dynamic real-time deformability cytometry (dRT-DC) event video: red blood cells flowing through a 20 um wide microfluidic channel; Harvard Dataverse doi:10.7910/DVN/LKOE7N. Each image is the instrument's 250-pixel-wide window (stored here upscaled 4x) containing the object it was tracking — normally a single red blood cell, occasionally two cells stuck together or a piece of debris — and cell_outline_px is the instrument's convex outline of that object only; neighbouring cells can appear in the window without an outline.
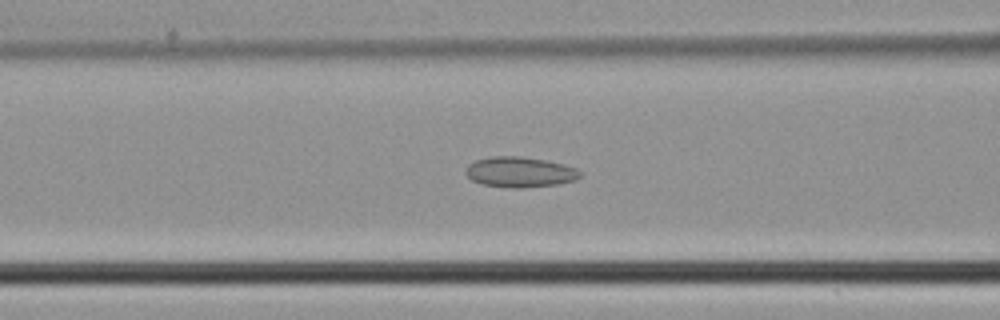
{"species": "common noctule bat (a hibernating species)", "species_latin": "Nyctalus noctula", "temperature_condition": "cold", "stored_images_in_passage": 32, "camera_frame_rate_fps": 3000, "um_per_image_px": 0.085, "animal": {"sex": "male", "body_mass_g": 21.5, "forearm_length_mm": 52.0}, "frame": {"image": 1, "passage_image": 5, "time_ms": 1.333, "image_size_px": [1000, 320], "cell_outline_px": [[580, 176], [576, 180], [560, 184], [524, 188], [508, 188], [484, 184], [472, 180], [464, 172], [468, 164], [476, 160], [492, 156], [520, 156], [544, 160], [564, 164], [576, 168], [580, 172]], "centroid_in_image_um": [44.19, 14.63], "position_along_channel_um": 122.4, "area_um2": 20.35}}
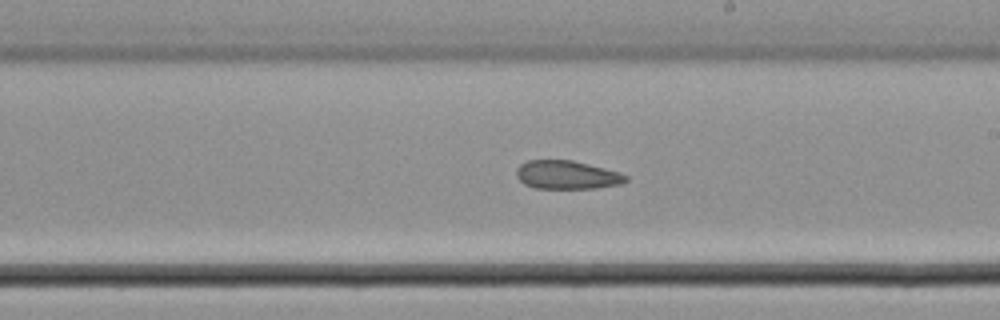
{"frame": {"image": 2, "passage_image": 13, "time_ms": 4.0, "image_size_px": [1000, 320], "cell_outline_px": [[628, 180], [620, 184], [596, 188], [536, 188], [524, 184], [516, 176], [516, 168], [520, 164], [528, 160], [572, 160], [620, 172], [628, 176]], "centroid_in_image_um": [48.18, 14.86], "position_along_channel_um": 240.8, "area_um2": 18.15}}
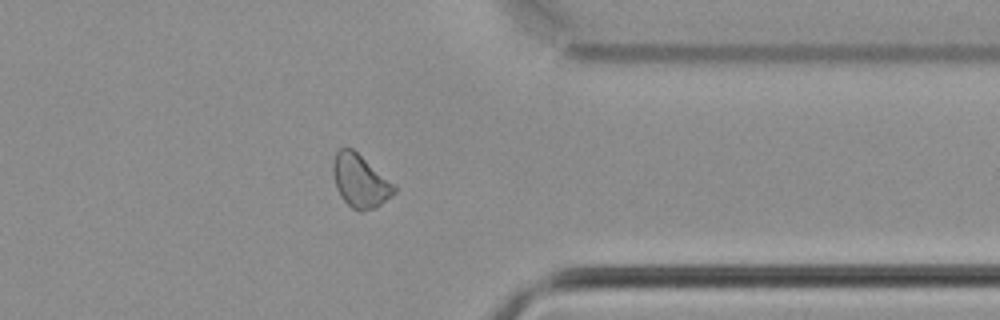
{"frame": {"image": 3, "passage_image": 23, "time_ms": 7.333, "image_size_px": [1000, 320], "cell_outline_px": [[396, 192], [392, 196], [376, 208], [360, 212], [352, 208], [340, 196], [336, 188], [332, 172], [332, 160], [336, 152], [340, 148], [352, 148], [396, 184]], "centroid_in_image_um": [30.62, 15.39], "position_along_channel_um": 380.8, "area_um2": 19.19}}